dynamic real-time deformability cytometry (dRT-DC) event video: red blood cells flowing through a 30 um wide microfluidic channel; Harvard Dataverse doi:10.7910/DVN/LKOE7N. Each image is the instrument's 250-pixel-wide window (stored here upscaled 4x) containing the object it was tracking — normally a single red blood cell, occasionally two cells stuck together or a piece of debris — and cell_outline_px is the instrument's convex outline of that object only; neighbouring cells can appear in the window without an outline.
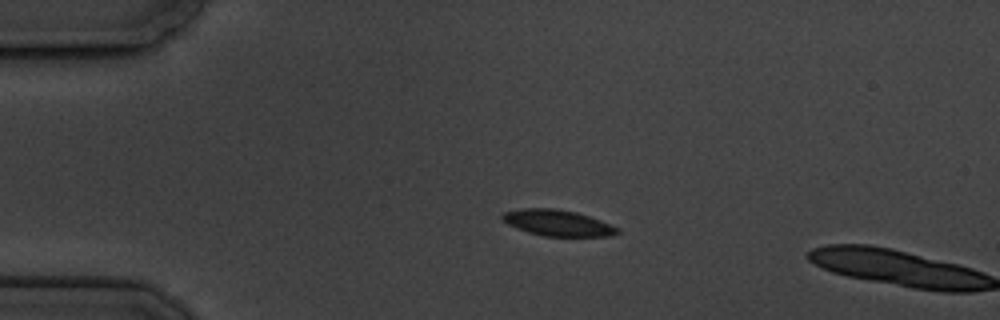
{"species": "common noctule bat (a hibernating species)", "species_latin": "Nyctalus noctula", "temperature_condition": "cold", "stored_images_in_passage": 2, "camera_frame_rate_fps": 3000, "um_per_image_px": 0.085, "animal": {"sex": "male", "body_mass_g": 19.5, "forearm_length_mm": 54.6}, "frame": {"image": 1, "passage_image": 1, "time_ms": 0.0, "image_size_px": [1000, 320], "cell_outline_px": [[620, 232], [608, 236], [544, 236], [528, 232], [516, 228], [500, 220], [500, 216], [504, 212], [524, 208], [552, 208], [576, 212], [600, 220], [620, 228]], "centroid_in_image_um": [47.37, 18.94], "position_along_channel_um": 37.6, "area_um2": 17.46}}